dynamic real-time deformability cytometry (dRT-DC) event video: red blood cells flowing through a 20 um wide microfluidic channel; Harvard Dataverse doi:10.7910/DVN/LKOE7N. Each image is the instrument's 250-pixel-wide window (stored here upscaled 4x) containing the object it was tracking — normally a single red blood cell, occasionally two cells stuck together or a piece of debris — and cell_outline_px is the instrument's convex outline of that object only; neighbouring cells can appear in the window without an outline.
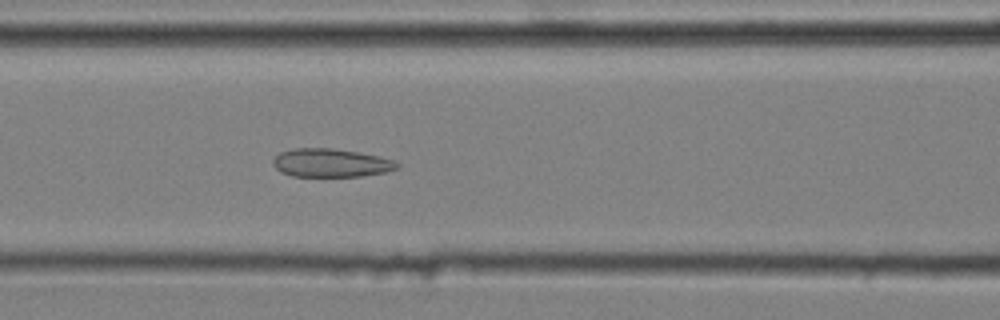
{"species": "common noctule bat (a hibernating species)", "species_latin": "Nyctalus noctula", "temperature_condition": "cold", "stored_images_in_passage": 52, "camera_frame_rate_fps": 3000, "um_per_image_px": 0.085, "animal": {"sex": "male", "body_mass_g": 20.4}, "frame": {"image": 1, "passage_image": 22, "time_ms": 7.0, "image_size_px": [1000, 320], "cell_outline_px": [[400, 168], [388, 172], [360, 176], [292, 176], [280, 172], [272, 164], [272, 160], [280, 152], [292, 148], [332, 148], [356, 152], [376, 156], [392, 160], [400, 164]], "centroid_in_image_um": [28.11, 13.85], "position_along_channel_um": 138.5, "area_um2": 20.52}}
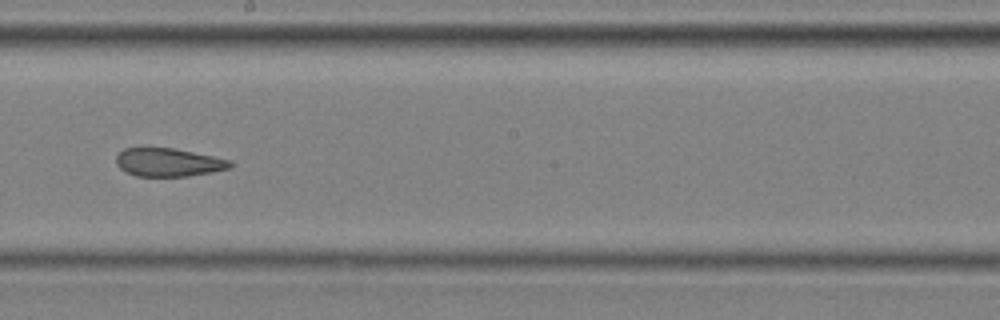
{"frame": {"image": 2, "passage_image": 30, "time_ms": 9.667, "image_size_px": [1000, 320], "cell_outline_px": [[236, 164], [232, 168], [212, 172], [188, 176], [136, 176], [120, 168], [116, 164], [116, 156], [124, 148], [172, 148], [232, 160]], "centroid_in_image_um": [14.37, 13.8], "position_along_channel_um": 233.8, "area_um2": 18.79}}
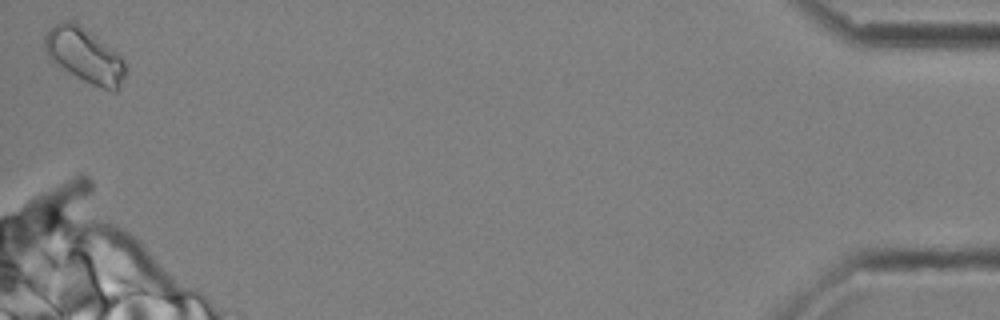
{"frame": {"image": 3, "passage_image": 52, "time_ms": 17.0, "image_size_px": [1000, 320], "cell_outline_px": [[128, 72], [120, 88], [116, 92], [112, 92], [92, 84], [60, 68], [44, 52], [44, 36], [48, 28], [60, 20], [68, 20], [76, 24], [116, 52], [124, 60], [128, 68]], "centroid_in_image_um": [7.19, 4.75], "position_along_channel_um": 428.0, "area_um2": 25.61}, "authors_computed_cell_mechanics": {"area_um2": 21.097, "velocity_mm_per_s": 3.5936, "shape_relaxation_time_tau1_ms": null, "shape_relaxation_time_tau2_ms": 2.1653, "deformation_change_tau1": null, "deformation_change_tau2": 0.0944}}